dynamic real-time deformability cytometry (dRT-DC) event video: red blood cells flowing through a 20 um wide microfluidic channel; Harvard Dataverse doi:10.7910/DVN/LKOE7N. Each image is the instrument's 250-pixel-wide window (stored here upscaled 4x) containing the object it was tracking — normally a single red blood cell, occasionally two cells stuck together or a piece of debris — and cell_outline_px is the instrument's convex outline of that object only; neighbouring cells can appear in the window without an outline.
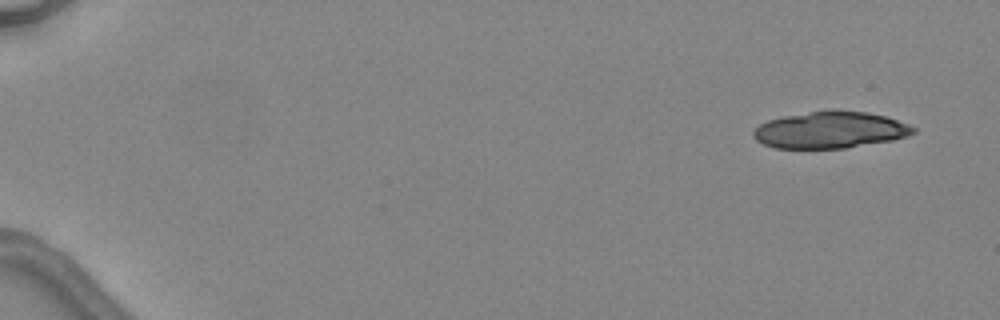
{"species": "common noctule bat (a hibernating species)", "species_latin": "Nyctalus noctula", "temperature_condition": "warm", "stored_images_in_passage": 4, "camera_frame_rate_fps": 3000, "um_per_image_px": 0.085, "animal": {"sex": "female", "body_mass_g": 24.6, "forearm_length_mm": 56.2}, "frame": {"image": 1, "passage_image": 1, "time_ms": 0.0, "image_size_px": [1000, 320], "cell_outline_px": [[916, 132], [908, 136], [892, 140], [844, 148], [776, 148], [764, 144], [756, 140], [752, 136], [752, 132], [760, 124], [768, 120], [784, 116], [828, 108], [836, 108], [868, 112], [884, 116], [908, 124], [916, 128]], "centroid_in_image_um": [70.57, 11.02], "position_along_channel_um": 14.4, "area_um2": 34.56}}